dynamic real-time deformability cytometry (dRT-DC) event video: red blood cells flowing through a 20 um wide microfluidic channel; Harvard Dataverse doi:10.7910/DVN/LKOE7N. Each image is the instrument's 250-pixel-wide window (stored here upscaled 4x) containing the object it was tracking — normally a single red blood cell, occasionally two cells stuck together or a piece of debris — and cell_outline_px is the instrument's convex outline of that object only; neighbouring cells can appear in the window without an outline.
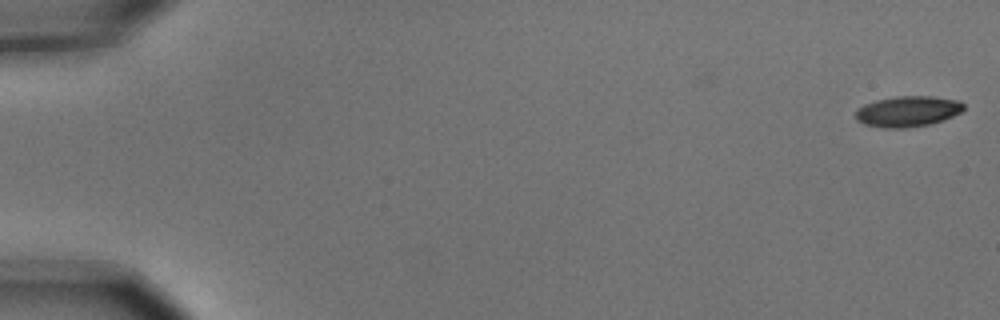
{"species": "common noctule bat (a hibernating species)", "species_latin": "Nyctalus noctula", "temperature_condition": "cold", "stored_images_in_passage": 6, "camera_frame_rate_fps": 3000, "um_per_image_px": 0.085, "animal": {"sex": "male", "body_mass_g": 15.6}, "frame": {"image": 1, "passage_image": 1, "time_ms": 0.0, "image_size_px": [1000, 320], "cell_outline_px": [[964, 108], [960, 112], [952, 116], [928, 124], [904, 128], [884, 128], [864, 124], [856, 120], [856, 112], [864, 104], [876, 100], [896, 96], [932, 96], [960, 100], [964, 104]], "centroid_in_image_um": [77.15, 9.45], "position_along_channel_um": 7.8, "area_um2": 19.19}}
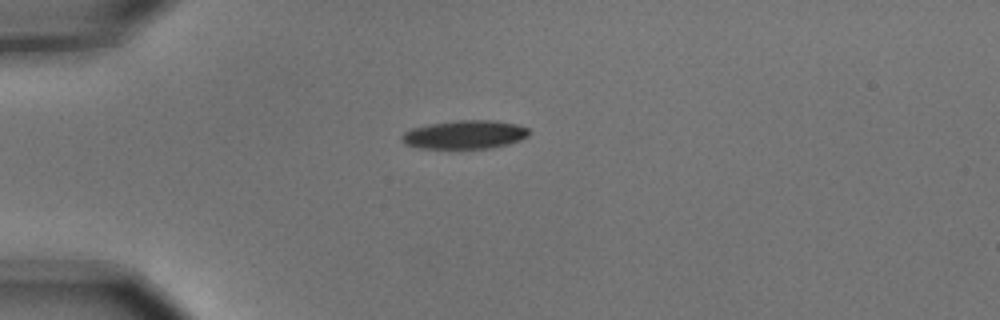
{"frame": {"image": 2, "passage_image": 5, "time_ms": 1.333, "image_size_px": [1000, 320], "cell_outline_px": [[532, 132], [528, 136], [520, 140], [508, 144], [492, 148], [420, 148], [404, 144], [400, 140], [400, 136], [404, 132], [412, 128], [428, 124], [456, 120], [496, 120], [516, 124], [528, 128]], "centroid_in_image_um": [39.51, 11.43], "position_along_channel_um": 45.5, "area_um2": 21.39}}